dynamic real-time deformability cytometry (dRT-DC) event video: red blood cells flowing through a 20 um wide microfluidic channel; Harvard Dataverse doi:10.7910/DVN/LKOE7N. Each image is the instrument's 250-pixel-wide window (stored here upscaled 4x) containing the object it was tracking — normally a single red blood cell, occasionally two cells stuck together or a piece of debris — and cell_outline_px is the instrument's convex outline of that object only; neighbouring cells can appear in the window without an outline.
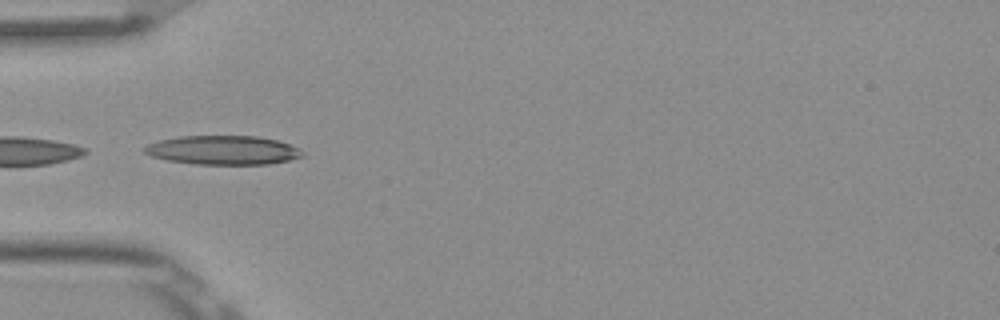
{"species": "Egyptian fruit bat (a non-hibernating species)", "species_latin": "Rousettus aegyptiacus", "temperature_condition": "room temperature", "stored_images_in_passage": 8, "camera_frame_rate_fps": 3000, "um_per_image_px": 0.085, "frame": {"image": 1, "passage_image": 5, "time_ms": 1.333, "image_size_px": [1000, 320], "cell_outline_px": [[304, 156], [288, 160], [268, 164], [196, 164], [168, 160], [152, 156], [144, 152], [144, 148], [148, 144], [160, 140], [180, 136], [256, 136], [276, 140], [292, 144], [300, 148], [304, 152]], "centroid_in_image_um": [19.0, 12.76], "position_along_channel_um": 66.0, "area_um2": 26.65}}
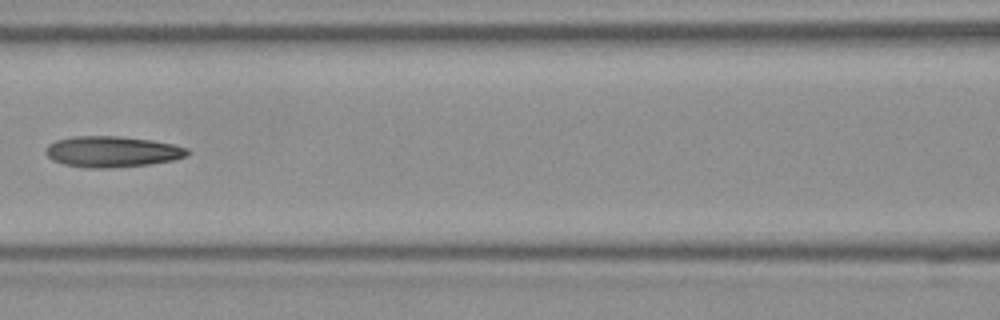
{"frame": {"image": 2, "passage_image": 7, "time_ms": 2.0, "image_size_px": [1000, 320], "cell_outline_px": [[192, 152], [188, 156], [176, 160], [152, 164], [108, 168], [84, 168], [64, 164], [52, 160], [44, 152], [44, 148], [48, 144], [56, 140], [72, 136], [120, 136], [152, 140], [172, 144], [188, 148]], "centroid_in_image_um": [9.55, 12.89], "position_along_channel_um": 157.0, "area_um2": 26.01}}
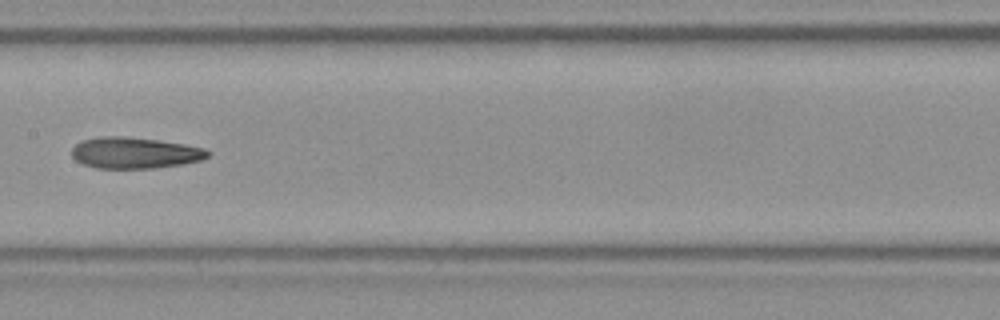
{"frame": {"image": 3, "passage_image": 8, "time_ms": 2.333, "image_size_px": [1000, 320], "cell_outline_px": [[212, 152], [208, 156], [200, 160], [180, 164], [152, 168], [96, 168], [84, 164], [76, 160], [72, 156], [72, 148], [80, 140], [100, 136], [124, 136], [160, 140], [184, 144], [204, 148]], "centroid_in_image_um": [11.43, 12.98], "position_along_channel_um": 196.0, "area_um2": 24.74}}